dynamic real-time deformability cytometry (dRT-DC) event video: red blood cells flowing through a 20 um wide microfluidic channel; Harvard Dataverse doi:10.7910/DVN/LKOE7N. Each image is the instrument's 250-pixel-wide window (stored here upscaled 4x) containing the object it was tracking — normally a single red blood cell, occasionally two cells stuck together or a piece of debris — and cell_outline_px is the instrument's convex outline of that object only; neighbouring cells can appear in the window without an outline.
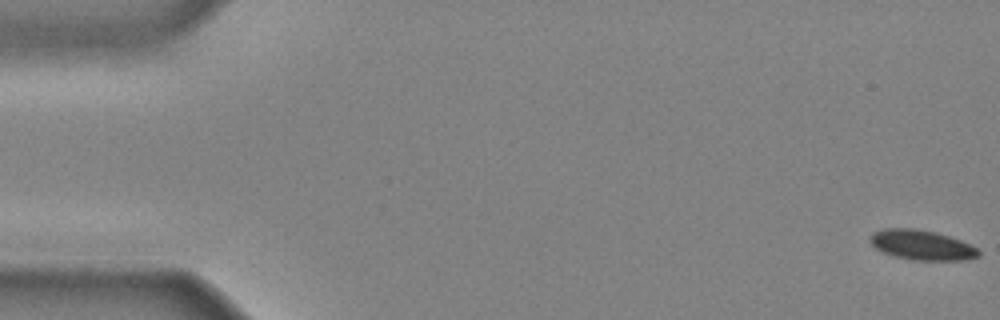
{"species": "common noctule bat (a hibernating species)", "species_latin": "Nyctalus noctula", "temperature_condition": "cold", "stored_images_in_passage": 16, "camera_frame_rate_fps": 3000, "um_per_image_px": 0.085, "animal": {"sex": "male", "body_mass_g": 20.4}, "frame": {"image": 1, "passage_image": 1, "time_ms": 0.0, "image_size_px": [1000, 320], "cell_outline_px": [[980, 256], [964, 260], [912, 260], [896, 256], [884, 252], [876, 248], [868, 240], [872, 232], [884, 228], [916, 228], [936, 232], [960, 240], [976, 248], [980, 252]], "centroid_in_image_um": [78.32, 20.81], "position_along_channel_um": 6.7, "area_um2": 18.84}}
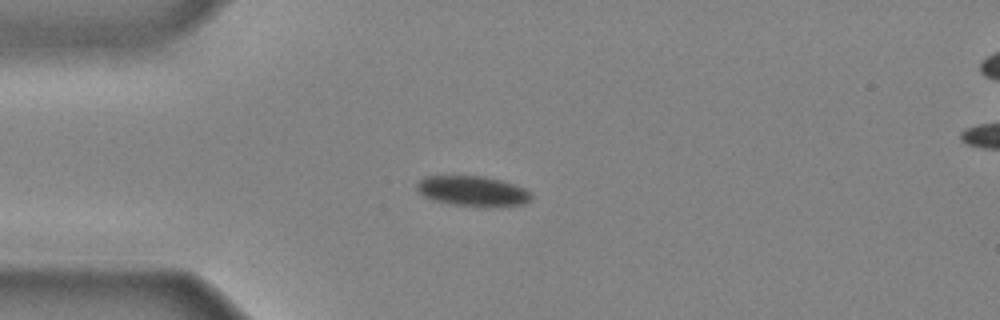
{"frame": {"image": 2, "passage_image": 12, "time_ms": 3.667, "image_size_px": [1000, 320], "cell_outline_px": [[532, 200], [524, 204], [484, 208], [452, 204], [436, 200], [424, 196], [416, 188], [416, 184], [424, 176], [484, 176], [500, 180], [524, 188], [532, 192]], "centroid_in_image_um": [40.22, 16.26], "position_along_channel_um": 44.8, "area_um2": 20.29}}
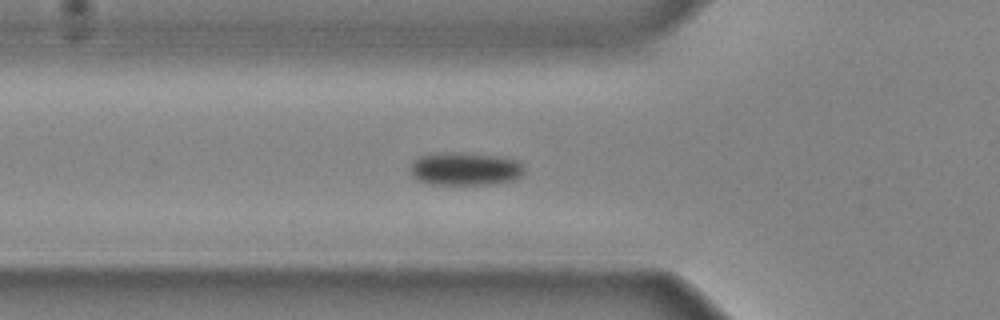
{"frame": {"image": 3, "passage_image": 16, "time_ms": 5.0, "image_size_px": [1000, 320], "cell_outline_px": [[524, 176], [512, 180], [488, 184], [428, 184], [416, 180], [408, 172], [412, 164], [420, 156], [496, 156], [516, 160], [524, 168]], "centroid_in_image_um": [39.55, 14.44], "position_along_channel_um": 86.2, "area_um2": 20.63}}